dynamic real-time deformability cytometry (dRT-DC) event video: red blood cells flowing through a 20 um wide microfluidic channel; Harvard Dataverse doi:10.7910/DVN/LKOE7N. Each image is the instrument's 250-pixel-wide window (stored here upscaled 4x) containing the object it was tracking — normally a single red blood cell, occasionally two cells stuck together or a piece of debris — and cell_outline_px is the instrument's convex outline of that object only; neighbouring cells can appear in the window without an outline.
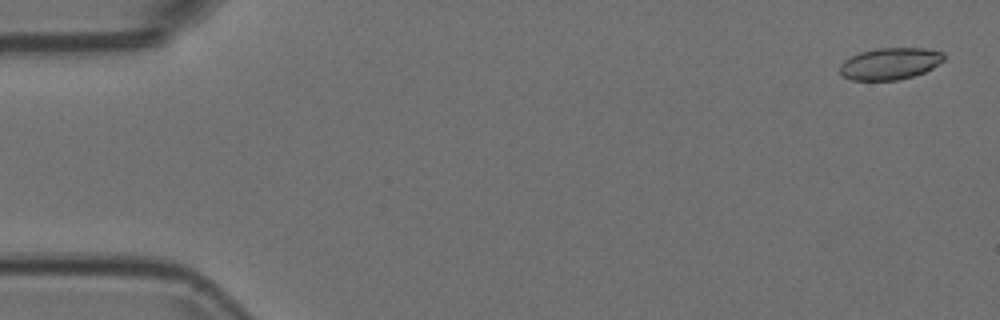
{"species": "Egyptian fruit bat (a non-hibernating species)", "species_latin": "Rousettus aegyptiacus", "temperature_condition": "room temperature", "stored_images_in_passage": 50, "camera_frame_rate_fps": 3000, "um_per_image_px": 0.085, "animal": {"sex": "female"}, "frame": {"image": 1, "passage_image": 2, "time_ms": 0.333, "image_size_px": [1000, 320], "cell_outline_px": [[944, 60], [932, 68], [924, 72], [912, 76], [896, 80], [852, 80], [844, 76], [840, 72], [840, 64], [844, 60], [860, 52], [876, 48], [924, 48], [944, 52]], "centroid_in_image_um": [75.66, 5.4], "position_along_channel_um": 9.3, "area_um2": 19.19}}
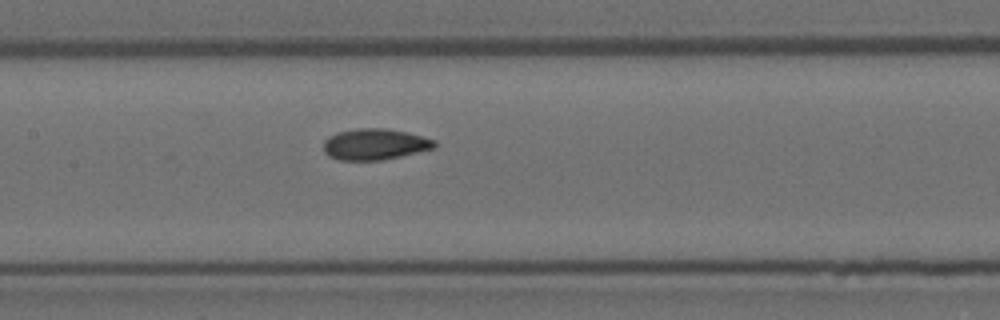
{"frame": {"image": 2, "passage_image": 26, "time_ms": 8.333, "image_size_px": [1000, 320], "cell_outline_px": [[436, 148], [400, 156], [380, 160], [340, 160], [328, 156], [324, 152], [324, 140], [328, 136], [336, 132], [356, 128], [384, 128], [408, 132], [436, 140]], "centroid_in_image_um": [31.85, 12.25], "position_along_channel_um": 175.5, "area_um2": 20.29}}
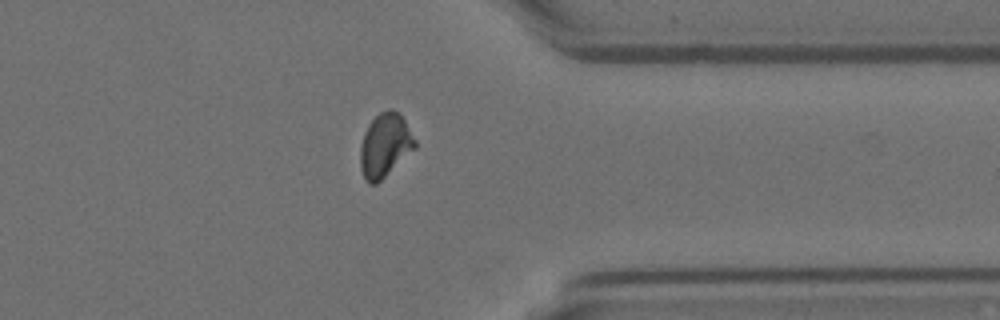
{"frame": {"image": 3, "passage_image": 43, "time_ms": 14.0, "image_size_px": [1000, 320], "cell_outline_px": [[416, 148], [376, 184], [368, 184], [360, 168], [360, 144], [364, 132], [368, 124], [380, 112], [388, 108], [392, 108], [400, 112], [416, 140]], "centroid_in_image_um": [32.72, 12.32], "position_along_channel_um": 378.7, "area_um2": 20.46}}